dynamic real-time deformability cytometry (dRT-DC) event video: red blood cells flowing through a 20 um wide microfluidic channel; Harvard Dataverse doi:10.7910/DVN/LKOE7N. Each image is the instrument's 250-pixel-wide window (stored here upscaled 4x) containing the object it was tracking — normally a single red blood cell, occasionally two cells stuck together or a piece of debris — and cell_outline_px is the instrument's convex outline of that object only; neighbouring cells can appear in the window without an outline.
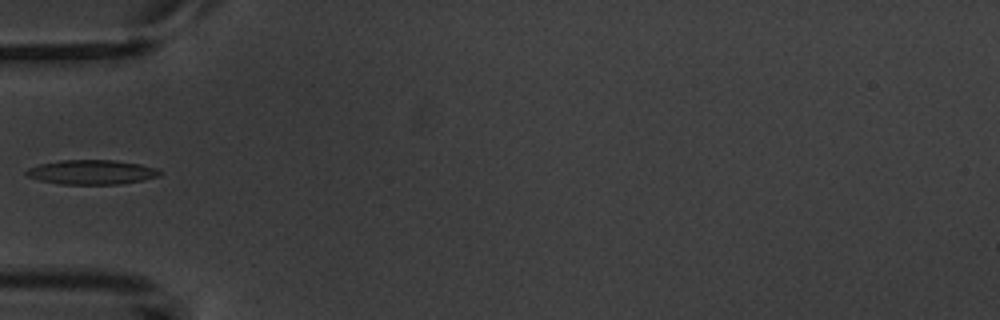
{"species": "common noctule bat (a hibernating species)", "species_latin": "Nyctalus noctula", "temperature_condition": "warm", "stored_images_in_passage": 5, "camera_frame_rate_fps": 3000, "um_per_image_px": 0.085, "animal": {"sex": "male", "body_mass_g": 20.1, "forearm_length_mm": 53.5}, "frame": {"image": 1, "passage_image": 5, "time_ms": 5.667, "image_size_px": [1000, 320], "cell_outline_px": [[164, 172], [160, 176], [144, 180], [120, 184], [60, 184], [40, 180], [28, 176], [24, 172], [28, 168], [40, 164], [60, 160], [116, 160], [140, 164], [156, 168]], "centroid_in_image_um": [7.84, 14.63], "position_along_channel_um": 77.2, "area_um2": 19.13}}